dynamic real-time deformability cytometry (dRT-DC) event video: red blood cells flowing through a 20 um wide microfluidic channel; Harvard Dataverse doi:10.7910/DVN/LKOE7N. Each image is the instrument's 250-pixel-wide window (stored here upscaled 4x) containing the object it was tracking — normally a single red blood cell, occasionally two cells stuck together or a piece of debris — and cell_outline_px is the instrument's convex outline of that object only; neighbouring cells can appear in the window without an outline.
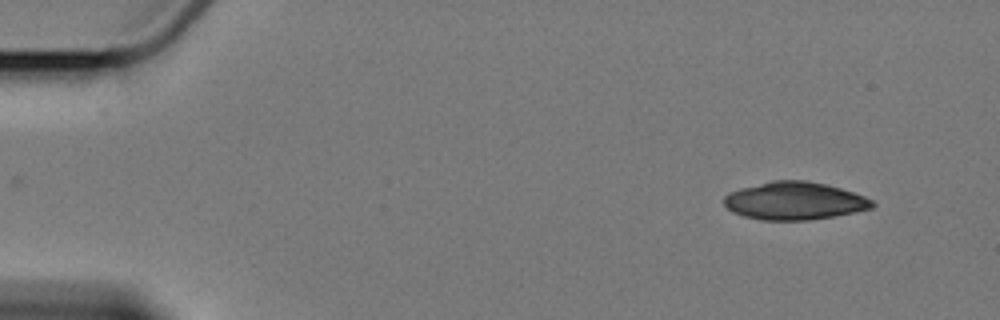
{"species": "Egyptian fruit bat (a non-hibernating species)", "species_latin": "Rousettus aegyptiacus", "temperature_condition": "cold", "stored_images_in_passage": 6, "camera_frame_rate_fps": 3000, "um_per_image_px": 0.085, "animal": {"sex": "female"}, "frame": {"image": 1, "passage_image": 1, "time_ms": 0.0, "image_size_px": [1000, 320], "cell_outline_px": [[876, 204], [872, 208], [856, 212], [808, 220], [760, 220], [744, 216], [732, 212], [724, 204], [724, 196], [728, 192], [740, 188], [772, 180], [808, 180], [828, 184], [864, 196], [872, 200]], "centroid_in_image_um": [67.52, 17.06], "position_along_channel_um": 17.5, "area_um2": 32.77}}